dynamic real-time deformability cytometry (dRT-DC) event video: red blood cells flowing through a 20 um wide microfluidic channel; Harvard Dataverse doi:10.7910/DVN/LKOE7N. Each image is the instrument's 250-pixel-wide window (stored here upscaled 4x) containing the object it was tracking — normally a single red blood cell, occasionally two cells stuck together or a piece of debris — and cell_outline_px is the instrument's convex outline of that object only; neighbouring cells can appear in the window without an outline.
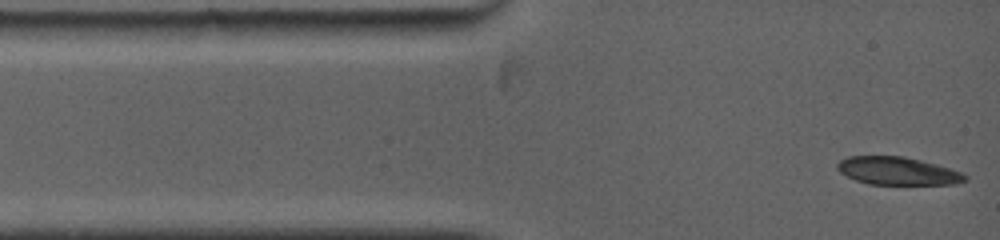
{"species": "common noctule bat (a hibernating species)", "species_latin": "Nyctalus noctula", "temperature_condition": "warm", "stored_images_in_passage": 39, "camera_frame_rate_fps": 5000, "um_per_image_px": 0.085, "animal": {"sex": "female", "body_mass_g": 19.0, "forearm_length_mm": 53.3}, "frame": {"image": 1, "passage_image": 1, "time_ms": 0.0, "image_size_px": [1000, 240], "cell_outline_px": [[968, 180], [956, 184], [868, 184], [856, 180], [840, 172], [836, 168], [836, 164], [840, 160], [848, 156], [904, 156], [936, 164], [964, 172], [968, 176]], "centroid_in_image_um": [76.33, 14.53], "position_along_channel_um": 8.7, "area_um2": 20.87}}
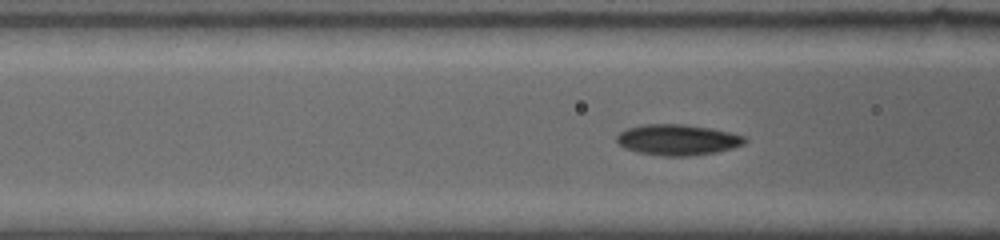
{"frame": {"image": 2, "passage_image": 17, "time_ms": 3.6, "image_size_px": [1000, 240], "cell_outline_px": [[748, 140], [744, 144], [732, 148], [716, 152], [688, 156], [664, 156], [636, 152], [624, 148], [616, 140], [616, 136], [620, 132], [628, 128], [644, 124], [684, 124], [712, 128], [744, 136]], "centroid_in_image_um": [57.59, 11.88], "position_along_channel_um": 109.0, "area_um2": 23.0}}
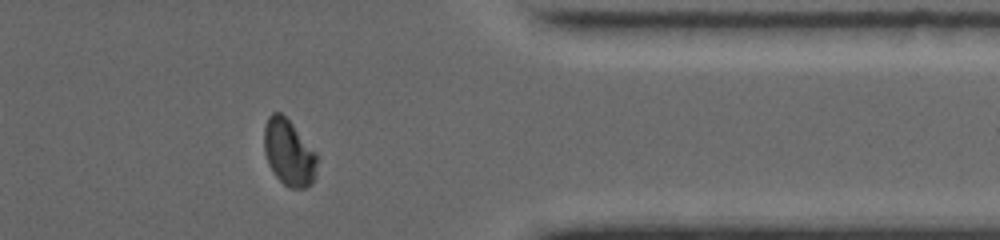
{"frame": {"image": 3, "passage_image": 34, "time_ms": 11.0, "image_size_px": [1000, 240], "cell_outline_px": [[320, 156], [316, 176], [312, 184], [304, 188], [288, 188], [276, 176], [268, 164], [264, 152], [264, 128], [268, 116], [272, 112], [280, 112], [292, 124]], "centroid_in_image_um": [24.59, 13.0], "position_along_channel_um": 386.8, "area_um2": 20.81}, "authors_computed_cell_mechanics": {"area_um2": 22.5998, "velocity_mm_per_s": 3.9512, "shape_relaxation_time_tau1_ms": 6.6903, "shape_relaxation_time_tau2_ms": 1.9836, "deformation_change_tau1": 0.1951, "deformation_change_tau2": 0.0435}}